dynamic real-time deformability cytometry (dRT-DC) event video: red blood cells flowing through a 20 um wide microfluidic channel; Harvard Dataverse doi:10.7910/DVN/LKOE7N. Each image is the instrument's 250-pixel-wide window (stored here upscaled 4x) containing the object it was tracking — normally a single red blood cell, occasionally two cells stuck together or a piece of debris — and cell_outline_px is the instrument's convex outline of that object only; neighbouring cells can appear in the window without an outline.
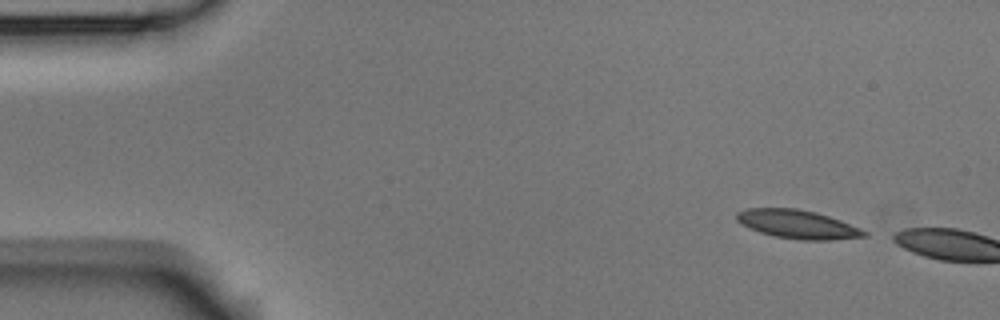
{"species": "Egyptian fruit bat (a non-hibernating species)", "species_latin": "Rousettus aegyptiacus", "temperature_condition": "room temperature", "stored_images_in_passage": 4, "camera_frame_rate_fps": 3000, "um_per_image_px": 0.085, "animal": {"sex": "male"}, "frame": {"image": 1, "passage_image": 1, "time_ms": 0.0, "image_size_px": [1000, 320], "cell_outline_px": [[868, 236], [832, 240], [800, 240], [772, 236], [748, 228], [736, 220], [736, 212], [744, 208], [796, 208], [816, 212], [840, 220], [860, 228], [868, 232]], "centroid_in_image_um": [67.77, 19.06], "position_along_channel_um": 17.2, "area_um2": 21.44}}